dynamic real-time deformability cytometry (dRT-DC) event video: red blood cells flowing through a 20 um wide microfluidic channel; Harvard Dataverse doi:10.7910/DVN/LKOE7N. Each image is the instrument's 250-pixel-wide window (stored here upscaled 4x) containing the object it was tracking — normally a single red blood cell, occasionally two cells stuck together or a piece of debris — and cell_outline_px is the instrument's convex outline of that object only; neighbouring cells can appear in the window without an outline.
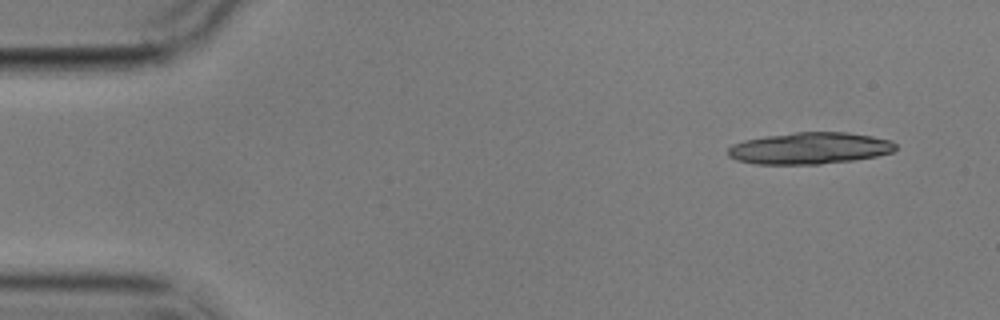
{"species": "common noctule bat (a hibernating species)", "species_latin": "Nyctalus noctula", "temperature_condition": "cold", "stored_images_in_passage": 5, "camera_frame_rate_fps": 3000, "um_per_image_px": 0.085, "animal": {"sex": "male", "body_mass_g": 17.9}, "frame": {"image": 1, "passage_image": 1, "time_ms": 0.0, "image_size_px": [1000, 320], "cell_outline_px": [[896, 148], [892, 152], [876, 156], [852, 160], [820, 164], [752, 164], [736, 160], [728, 156], [728, 148], [732, 144], [744, 140], [768, 136], [796, 132], [848, 132], [872, 136], [892, 140], [896, 144]], "centroid_in_image_um": [68.82, 12.6], "position_along_channel_um": 16.2, "area_um2": 30.98}}
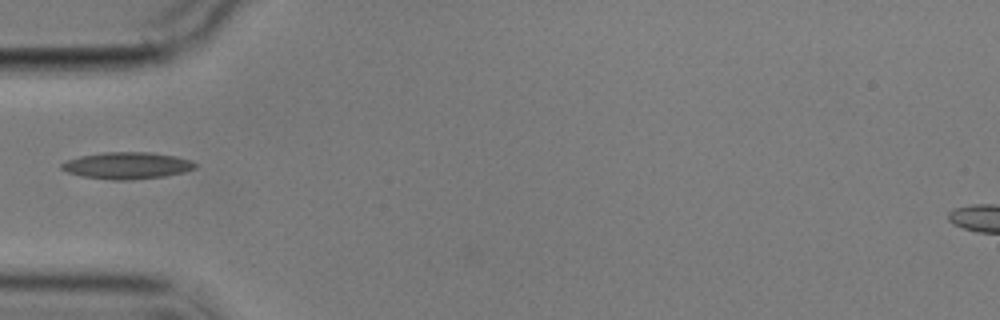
{"frame": {"image": 2, "passage_image": 5, "time_ms": 4.667, "image_size_px": [1000, 320], "cell_outline_px": [[196, 168], [184, 172], [164, 176], [132, 180], [112, 180], [80, 176], [68, 172], [60, 168], [60, 164], [68, 160], [80, 156], [104, 152], [148, 152], [176, 156], [188, 160], [196, 164]], "centroid_in_image_um": [10.78, 14.08], "position_along_channel_um": 74.2, "area_um2": 20.81}}